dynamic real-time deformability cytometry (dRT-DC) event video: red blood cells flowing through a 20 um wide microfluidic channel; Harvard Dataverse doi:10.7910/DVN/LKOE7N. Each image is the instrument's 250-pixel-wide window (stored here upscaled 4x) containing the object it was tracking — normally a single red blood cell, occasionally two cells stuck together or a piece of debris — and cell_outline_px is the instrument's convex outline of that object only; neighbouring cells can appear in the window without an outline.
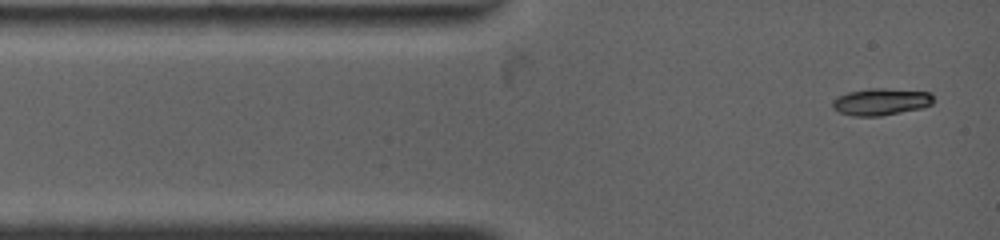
{"species": "common noctule bat (a hibernating species)", "species_latin": "Nyctalus noctula", "temperature_condition": "warm", "stored_images_in_passage": 5, "camera_frame_rate_fps": 4500, "um_per_image_px": 0.085, "animal": {"sex": "female", "body_mass_g": 19.0, "forearm_length_mm": 53.3}, "frame": {"image": 1, "passage_image": 1, "time_ms": 0.0, "image_size_px": [1000, 240], "cell_outline_px": [[936, 100], [932, 104], [920, 108], [880, 116], [852, 116], [840, 112], [832, 108], [832, 100], [836, 96], [848, 92], [868, 88], [884, 88], [932, 92]], "centroid_in_image_um": [74.89, 8.63], "position_along_channel_um": 10.1, "area_um2": 16.07}}